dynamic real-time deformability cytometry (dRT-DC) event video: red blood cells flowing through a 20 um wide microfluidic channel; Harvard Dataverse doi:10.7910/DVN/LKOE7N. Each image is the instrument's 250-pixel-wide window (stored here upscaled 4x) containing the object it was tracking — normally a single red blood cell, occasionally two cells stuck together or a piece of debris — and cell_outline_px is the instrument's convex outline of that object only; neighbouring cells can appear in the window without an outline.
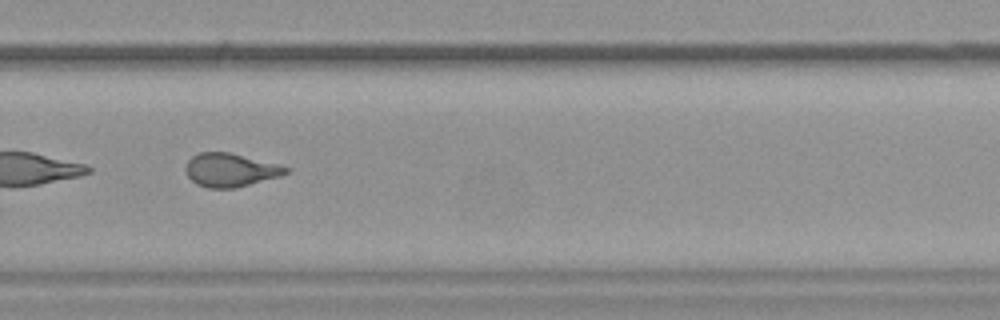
{"species": "common noctule bat (a hibernating species)", "species_latin": "Nyctalus noctula", "temperature_condition": "warm", "stored_images_in_passage": 52, "camera_frame_rate_fps": 3000, "um_per_image_px": 0.085, "animal": {"sex": "female", "body_mass_g": 19.9}, "frame": {"image": 1, "passage_image": 37, "time_ms": 12.0, "image_size_px": [1000, 320], "cell_outline_px": [[292, 168], [288, 172], [280, 176], [236, 188], [208, 188], [196, 184], [188, 176], [184, 168], [188, 160], [192, 156], [200, 152], [228, 152], [280, 164]], "centroid_in_image_um": [19.59, 14.45], "position_along_channel_um": 310.2, "area_um2": 19.65}, "authors_computed_cell_mechanics": {"area_um2": 20.6057, "velocity_mm_per_s": 3.8242, "shape_relaxation_time_tau1_ms": null, "shape_relaxation_time_tau2_ms": 1.1655, "deformation_change_tau1": null, "deformation_change_tau2": 0.0855}}